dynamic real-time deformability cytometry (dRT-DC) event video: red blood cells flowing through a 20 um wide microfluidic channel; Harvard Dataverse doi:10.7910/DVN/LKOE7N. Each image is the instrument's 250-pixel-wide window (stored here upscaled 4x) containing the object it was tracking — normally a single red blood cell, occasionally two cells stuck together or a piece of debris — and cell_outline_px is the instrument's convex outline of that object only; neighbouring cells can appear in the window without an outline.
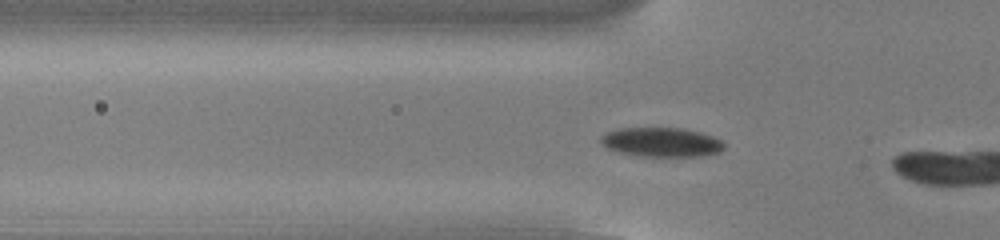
{"species": "common noctule bat (a hibernating species)", "species_latin": "Nyctalus noctula", "temperature_condition": "cold", "stored_images_in_passage": 11, "camera_frame_rate_fps": 3000, "um_per_image_px": 0.085, "animal": {"sex": "male", "body_mass_g": 13.0, "forearm_length_mm": 53.1}, "frame": {"image": 1, "passage_image": 5, "time_ms": 1.333, "image_size_px": [1000, 240], "cell_outline_px": [[724, 148], [720, 152], [704, 156], [636, 156], [620, 152], [608, 148], [600, 144], [600, 136], [604, 132], [620, 128], [684, 128], [700, 132], [724, 140]], "centroid_in_image_um": [56.22, 12.08], "position_along_channel_um": 69.6, "area_um2": 21.33}}
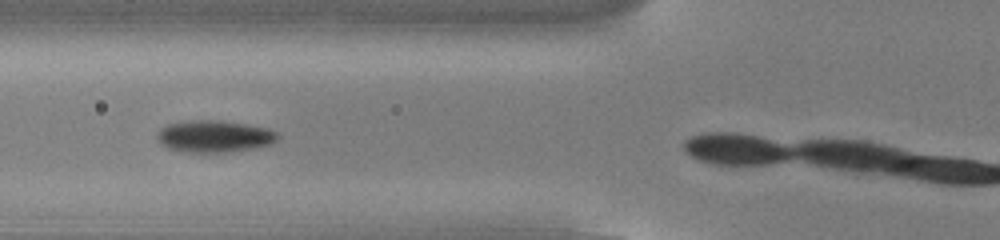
{"frame": {"image": 2, "passage_image": 8, "time_ms": 2.333, "image_size_px": [1000, 240], "cell_outline_px": [[280, 136], [272, 144], [256, 148], [228, 152], [184, 152], [168, 148], [156, 136], [160, 128], [168, 124], [196, 120], [220, 120], [268, 128], [276, 132]], "centroid_in_image_um": [18.26, 11.59], "position_along_channel_um": 107.5, "area_um2": 22.31}}